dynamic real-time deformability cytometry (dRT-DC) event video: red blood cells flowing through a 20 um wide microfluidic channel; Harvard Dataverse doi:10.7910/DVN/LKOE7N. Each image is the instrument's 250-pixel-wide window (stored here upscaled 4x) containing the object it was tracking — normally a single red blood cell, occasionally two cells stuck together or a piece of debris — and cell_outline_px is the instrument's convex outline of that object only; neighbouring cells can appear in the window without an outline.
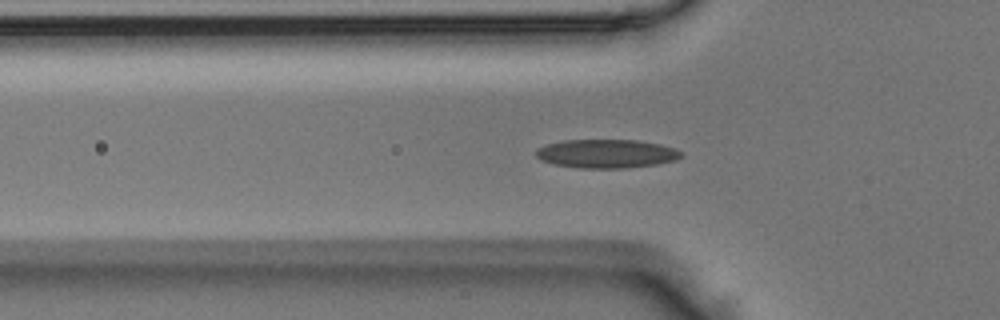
{"species": "Egyptian fruit bat (a non-hibernating species)", "species_latin": "Rousettus aegyptiacus", "temperature_condition": "room temperature", "stored_images_in_passage": 42, "camera_frame_rate_fps": 3000, "um_per_image_px": 0.085, "animal": {"sex": "male"}, "frame": {"image": 1, "passage_image": 6, "time_ms": 1.667, "image_size_px": [1000, 320], "cell_outline_px": [[680, 156], [676, 160], [656, 164], [624, 168], [580, 168], [556, 164], [540, 160], [536, 156], [536, 148], [548, 144], [564, 140], [640, 140], [660, 144], [672, 148], [680, 152]], "centroid_in_image_um": [51.51, 13.06], "position_along_channel_um": 74.3, "area_um2": 24.04}}
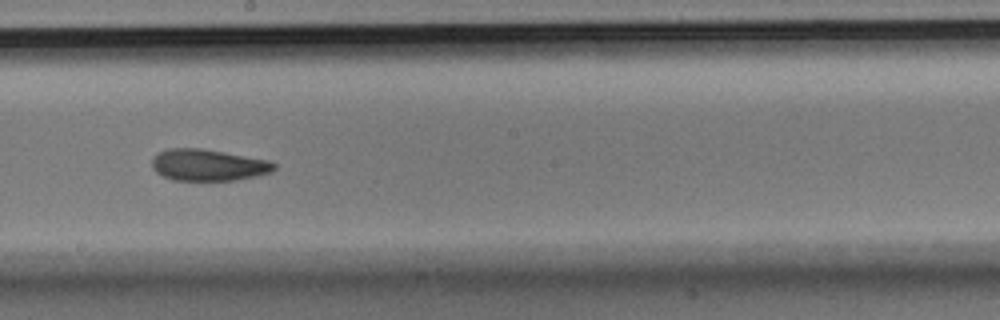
{"frame": {"image": 2, "passage_image": 18, "time_ms": 5.667, "image_size_px": [1000, 320], "cell_outline_px": [[276, 168], [272, 172], [256, 176], [236, 180], [172, 180], [156, 172], [152, 168], [152, 160], [156, 152], [168, 148], [200, 148], [224, 152], [268, 160], [276, 164]], "centroid_in_image_um": [17.68, 14.02], "position_along_channel_um": 230.5, "area_um2": 22.54}}
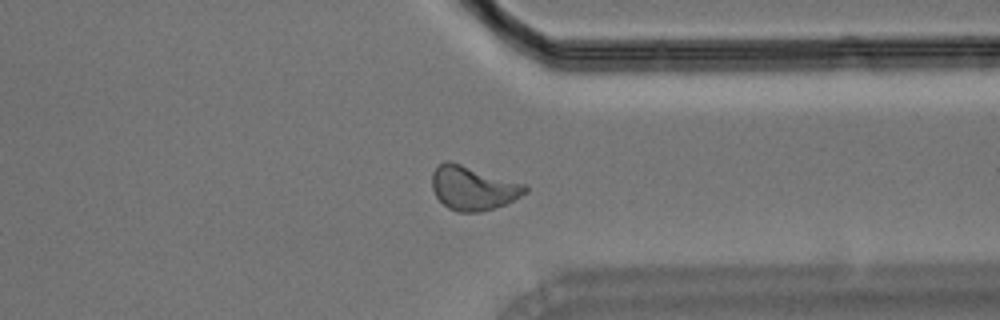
{"frame": {"image": 3, "passage_image": 29, "time_ms": 9.333, "image_size_px": [1000, 320], "cell_outline_px": [[528, 192], [504, 204], [480, 212], [456, 212], [448, 208], [436, 196], [432, 188], [432, 172], [444, 160], [448, 160], [524, 184], [528, 188]], "centroid_in_image_um": [40.17, 15.99], "position_along_channel_um": 371.2, "area_um2": 23.52}}